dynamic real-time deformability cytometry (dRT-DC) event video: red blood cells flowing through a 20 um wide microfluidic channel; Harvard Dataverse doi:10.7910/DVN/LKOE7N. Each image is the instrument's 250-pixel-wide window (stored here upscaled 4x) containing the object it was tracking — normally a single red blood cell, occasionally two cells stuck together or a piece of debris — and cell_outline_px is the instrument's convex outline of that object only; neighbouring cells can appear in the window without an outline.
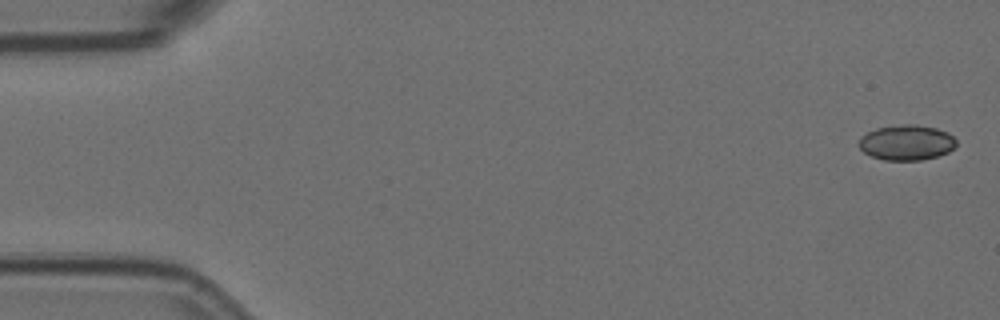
{"species": "Egyptian fruit bat (a non-hibernating species)", "species_latin": "Rousettus aegyptiacus", "temperature_condition": "room temperature", "stored_images_in_passage": 2, "camera_frame_rate_fps": 3000, "um_per_image_px": 0.085, "animal": {"sex": "female"}, "frame": {"image": 1, "passage_image": 2, "time_ms": 0.333, "image_size_px": [1000, 320], "cell_outline_px": [[956, 144], [948, 152], [936, 156], [920, 160], [884, 160], [872, 156], [864, 152], [860, 148], [860, 136], [876, 128], [900, 124], [916, 124], [936, 128], [948, 132], [956, 140]], "centroid_in_image_um": [77.05, 12.1], "position_along_channel_um": 7.9, "area_um2": 19.94}}